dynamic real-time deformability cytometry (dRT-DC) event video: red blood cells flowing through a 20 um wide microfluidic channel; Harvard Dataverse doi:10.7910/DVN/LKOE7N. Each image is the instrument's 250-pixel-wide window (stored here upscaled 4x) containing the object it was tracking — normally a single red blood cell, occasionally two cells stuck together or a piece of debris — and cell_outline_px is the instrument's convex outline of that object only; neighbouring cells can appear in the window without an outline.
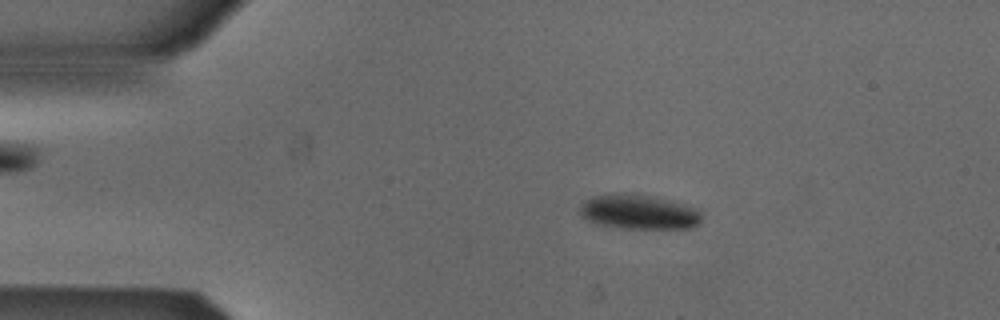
{"species": "Egyptian fruit bat (a non-hibernating species)", "species_latin": "Rousettus aegyptiacus", "temperature_condition": "cold", "stored_images_in_passage": 52, "camera_frame_rate_fps": 3000, "um_per_image_px": 0.085, "animal": {"sex": "male"}, "frame": {"image": 1, "passage_image": 9, "time_ms": 2.667, "image_size_px": [1000, 320], "cell_outline_px": [[700, 220], [696, 224], [688, 228], [624, 228], [596, 224], [580, 216], [580, 208], [584, 200], [592, 196], [620, 192], [632, 192], [696, 208], [700, 212]], "centroid_in_image_um": [54.2, 18.0], "position_along_channel_um": 30.8, "area_um2": 24.28}}
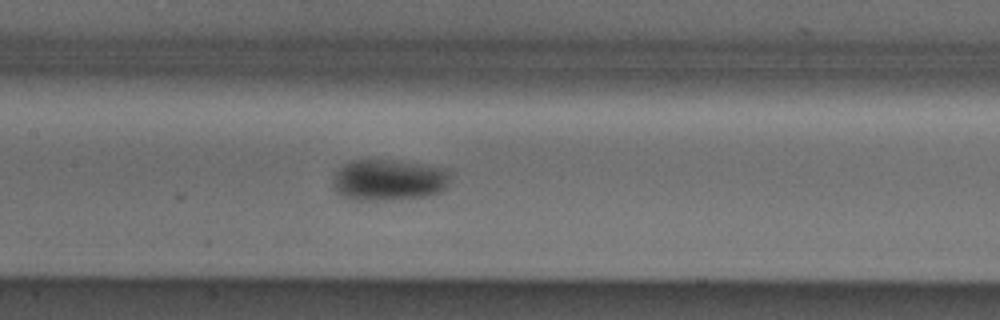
{"frame": {"image": 2, "passage_image": 24, "time_ms": 7.667, "image_size_px": [1000, 320], "cell_outline_px": [[452, 172], [448, 184], [444, 192], [428, 196], [392, 200], [356, 200], [344, 196], [332, 184], [332, 180], [336, 172], [344, 164], [352, 160], [400, 160], [452, 168]], "centroid_in_image_um": [33.17, 15.28], "position_along_channel_um": 174.2, "area_um2": 28.9}}
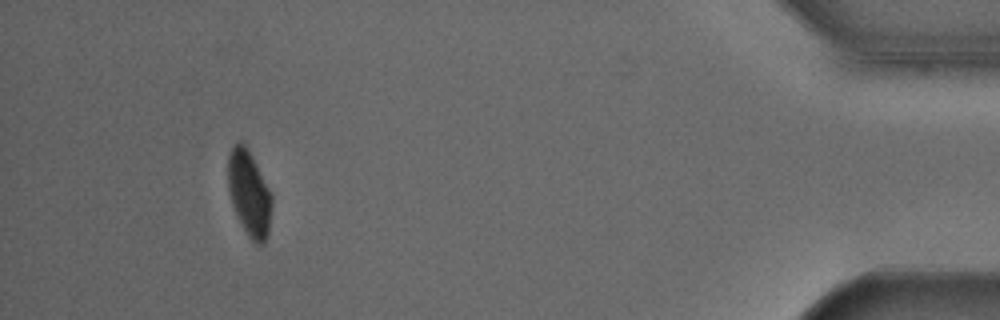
{"frame": {"image": 3, "passage_image": 48, "time_ms": 15.667, "image_size_px": [1000, 320], "cell_outline_px": [[272, 204], [268, 232], [264, 244], [256, 244], [248, 236], [236, 216], [228, 192], [228, 152], [232, 144], [240, 140], [244, 140], [272, 196]], "centroid_in_image_um": [21.15, 16.39], "position_along_channel_um": 414.1, "area_um2": 22.02}, "authors_computed_cell_mechanics": {"area_um2": 24.3627, "velocity_mm_per_s": 3.8601, "shape_relaxation_time_tau1_ms": 3.5354, "shape_relaxation_time_tau2_ms": null, "deformation_change_tau1": 0.0794, "deformation_change_tau2": null}}